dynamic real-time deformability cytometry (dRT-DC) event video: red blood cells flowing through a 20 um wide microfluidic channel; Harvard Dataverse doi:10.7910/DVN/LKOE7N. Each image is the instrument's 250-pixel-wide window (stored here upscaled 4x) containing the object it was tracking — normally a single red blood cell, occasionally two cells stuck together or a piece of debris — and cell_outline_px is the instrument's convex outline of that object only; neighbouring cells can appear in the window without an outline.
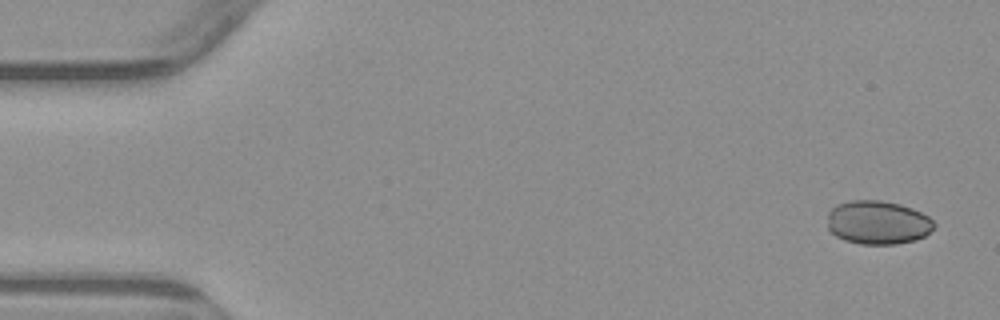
{"species": "common noctule bat (a hibernating species)", "species_latin": "Nyctalus noctula", "temperature_condition": "warm", "stored_images_in_passage": 5, "camera_frame_rate_fps": 3000, "um_per_image_px": 0.085, "animal": {"sex": "male", "body_mass_g": 23.1, "forearm_length_mm": 52.7}, "frame": {"image": 1, "passage_image": 1, "time_ms": 0.0, "image_size_px": [1000, 320], "cell_outline_px": [[936, 224], [924, 236], [912, 240], [896, 244], [860, 244], [844, 240], [836, 236], [828, 228], [828, 212], [836, 204], [852, 200], [880, 200], [900, 204], [912, 208], [928, 216]], "centroid_in_image_um": [74.59, 18.9], "position_along_channel_um": 10.4, "area_um2": 27.05}}
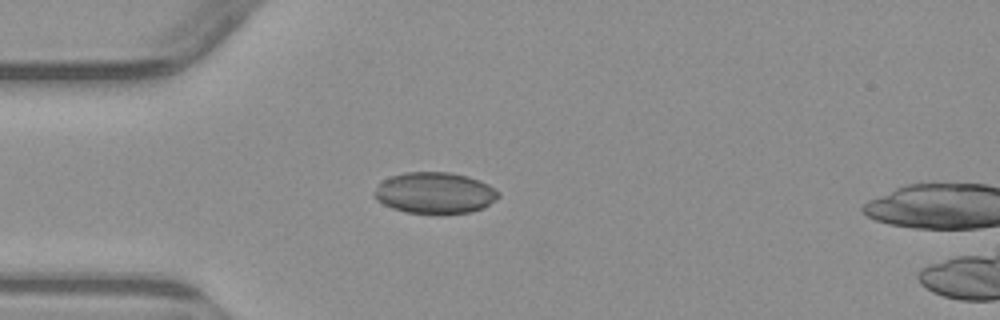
{"frame": {"image": 2, "passage_image": 4, "time_ms": 4.0, "image_size_px": [1000, 320], "cell_outline_px": [[500, 196], [484, 208], [472, 212], [436, 216], [404, 212], [392, 208], [376, 200], [372, 196], [372, 192], [384, 180], [392, 176], [404, 172], [448, 172], [468, 176], [488, 184], [500, 192]], "centroid_in_image_um": [36.96, 16.44], "position_along_channel_um": 48.0, "area_um2": 30.58}}